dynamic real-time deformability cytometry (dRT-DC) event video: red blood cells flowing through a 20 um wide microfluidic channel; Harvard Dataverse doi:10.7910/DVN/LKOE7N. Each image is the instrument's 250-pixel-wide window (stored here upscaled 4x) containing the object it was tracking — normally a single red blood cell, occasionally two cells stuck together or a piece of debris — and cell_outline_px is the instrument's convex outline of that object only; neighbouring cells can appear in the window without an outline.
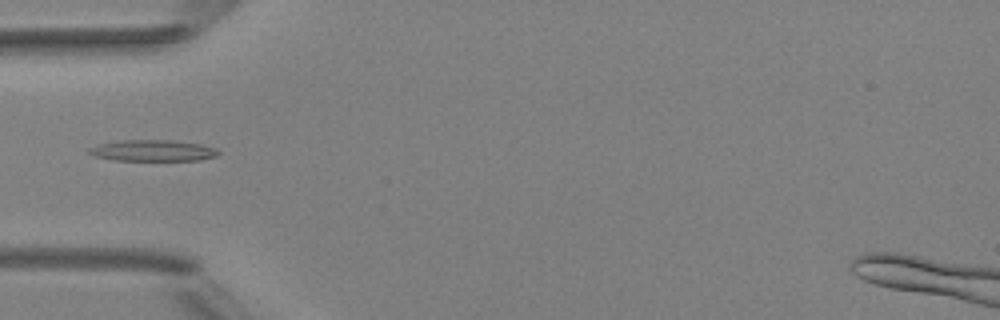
{"species": "Egyptian fruit bat (a non-hibernating species)", "species_latin": "Rousettus aegyptiacus", "temperature_condition": "room temperature", "stored_images_in_passage": 3, "camera_frame_rate_fps": 3000, "um_per_image_px": 0.085, "animal": {"sex": "female"}, "frame": {"image": 1, "passage_image": 3, "time_ms": 2.333, "image_size_px": [1000, 320], "cell_outline_px": [[220, 152], [216, 156], [200, 160], [112, 160], [96, 156], [88, 152], [88, 148], [96, 144], [116, 140], [172, 140], [200, 144], [216, 148]], "centroid_in_image_um": [12.96, 12.79], "position_along_channel_um": 72.0, "area_um2": 16.07}}